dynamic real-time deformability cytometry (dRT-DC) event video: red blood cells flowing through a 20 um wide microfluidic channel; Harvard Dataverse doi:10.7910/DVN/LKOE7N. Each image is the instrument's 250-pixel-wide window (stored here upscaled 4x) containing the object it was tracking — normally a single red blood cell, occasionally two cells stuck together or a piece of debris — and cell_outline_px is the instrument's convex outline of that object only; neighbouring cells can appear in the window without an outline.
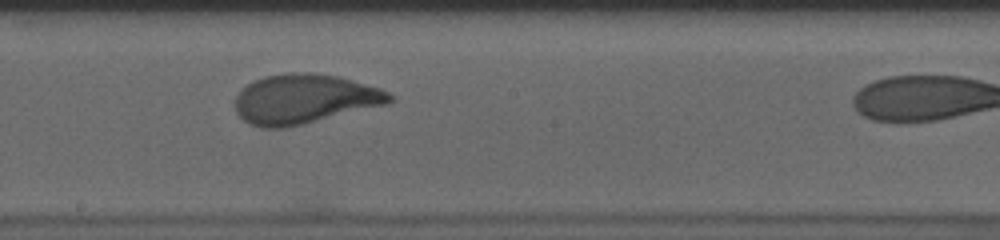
{"species": "human", "species_latin": "Homo sapiens", "temperature_condition": "cold", "stored_images_in_passage": 37, "camera_frame_rate_fps": 3000, "um_per_image_px": 0.085, "donor": {"sex": "male"}, "frame": {"image": 1, "passage_image": 22, "time_ms": 7.0, "image_size_px": [1000, 240], "cell_outline_px": [[396, 100], [388, 104], [284, 128], [260, 128], [248, 124], [236, 112], [236, 96], [252, 80], [264, 76], [288, 72], [312, 72], [340, 76], [380, 88], [388, 92]], "centroid_in_image_um": [25.88, 8.4], "position_along_channel_um": 222.3, "area_um2": 44.74}}
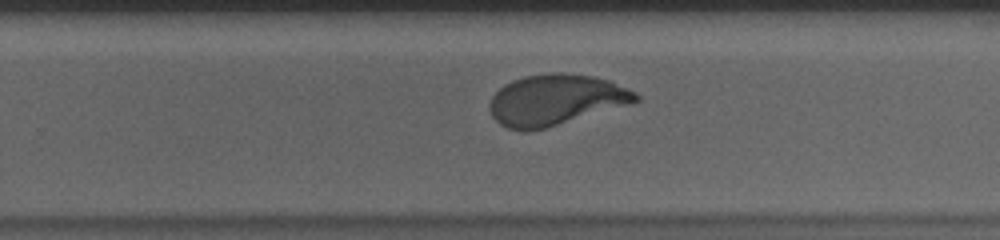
{"frame": {"image": 2, "passage_image": 27, "time_ms": 8.667, "image_size_px": [1000, 240], "cell_outline_px": [[640, 100], [628, 104], [544, 128], [524, 132], [508, 128], [500, 124], [492, 116], [488, 108], [488, 104], [492, 96], [504, 84], [512, 80], [524, 76], [552, 72], [564, 72], [592, 76], [608, 80], [636, 92], [640, 96]], "centroid_in_image_um": [47.18, 8.47], "position_along_channel_um": 282.6, "area_um2": 43.0}}